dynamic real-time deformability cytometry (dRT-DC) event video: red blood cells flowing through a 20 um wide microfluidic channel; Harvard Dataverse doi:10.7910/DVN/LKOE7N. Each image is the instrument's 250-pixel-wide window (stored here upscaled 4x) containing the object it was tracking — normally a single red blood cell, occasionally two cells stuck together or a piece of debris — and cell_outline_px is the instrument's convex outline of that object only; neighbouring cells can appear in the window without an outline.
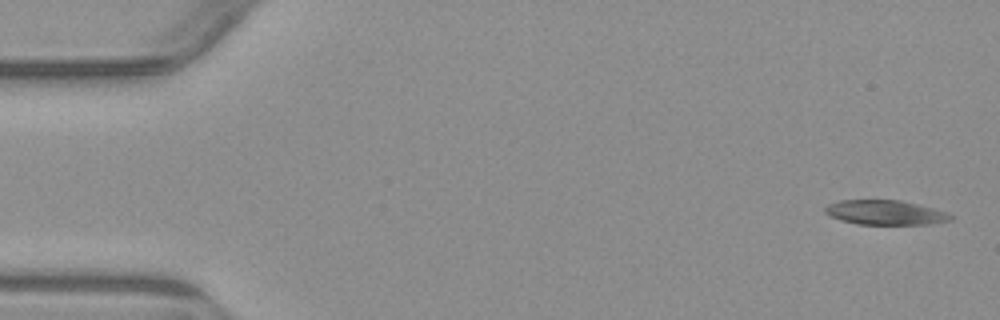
{"species": "common noctule bat (a hibernating species)", "species_latin": "Nyctalus noctula", "temperature_condition": "warm", "stored_images_in_passage": 6, "camera_frame_rate_fps": 3000, "um_per_image_px": 0.085, "animal": {"sex": "male", "body_mass_g": 23.1, "forearm_length_mm": 52.7}, "frame": {"image": 1, "passage_image": 1, "time_ms": 0.0, "image_size_px": [1000, 320], "cell_outline_px": [[952, 220], [932, 224], [856, 224], [840, 220], [824, 212], [824, 208], [828, 204], [840, 200], [900, 200], [932, 208], [944, 212], [952, 216]], "centroid_in_image_um": [75.21, 18.06], "position_along_channel_um": 9.8, "area_um2": 17.8}}
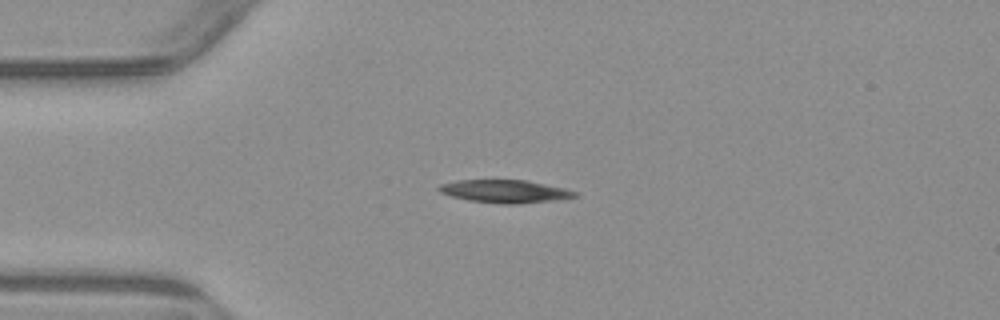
{"frame": {"image": 2, "passage_image": 4, "time_ms": 3.667, "image_size_px": [1000, 320], "cell_outline_px": [[580, 196], [556, 200], [516, 204], [500, 204], [468, 200], [452, 196], [440, 192], [436, 188], [440, 184], [456, 180], [524, 180], [564, 188], [576, 192]], "centroid_in_image_um": [42.9, 16.26], "position_along_channel_um": 42.1, "area_um2": 18.09}}
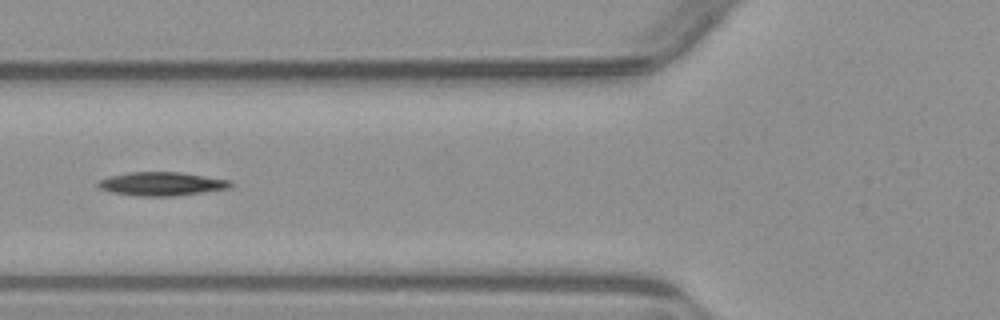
{"frame": {"image": 3, "passage_image": 6, "time_ms": 6.0, "image_size_px": [1000, 320], "cell_outline_px": [[236, 184], [228, 188], [176, 196], [136, 196], [112, 192], [100, 188], [96, 184], [96, 180], [108, 176], [128, 172], [180, 172], [232, 180]], "centroid_in_image_um": [13.73, 15.62], "position_along_channel_um": 112.1, "area_um2": 18.44}}